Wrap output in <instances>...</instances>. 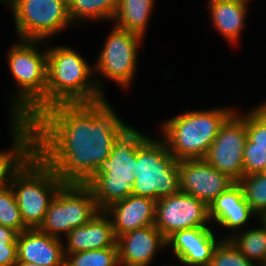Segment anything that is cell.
Returning <instances> with one entry per match:
<instances>
[{"label": "cell", "instance_id": "obj_21", "mask_svg": "<svg viewBox=\"0 0 266 266\" xmlns=\"http://www.w3.org/2000/svg\"><path fill=\"white\" fill-rule=\"evenodd\" d=\"M246 4L239 0H210L214 25L232 42L238 40L244 26Z\"/></svg>", "mask_w": 266, "mask_h": 266}, {"label": "cell", "instance_id": "obj_4", "mask_svg": "<svg viewBox=\"0 0 266 266\" xmlns=\"http://www.w3.org/2000/svg\"><path fill=\"white\" fill-rule=\"evenodd\" d=\"M133 174L132 195L157 201L180 190L178 160L166 142L153 141L139 131Z\"/></svg>", "mask_w": 266, "mask_h": 266}, {"label": "cell", "instance_id": "obj_15", "mask_svg": "<svg viewBox=\"0 0 266 266\" xmlns=\"http://www.w3.org/2000/svg\"><path fill=\"white\" fill-rule=\"evenodd\" d=\"M60 238L50 236L38 228L26 229L17 235V262L40 266H60L66 259Z\"/></svg>", "mask_w": 266, "mask_h": 266}, {"label": "cell", "instance_id": "obj_28", "mask_svg": "<svg viewBox=\"0 0 266 266\" xmlns=\"http://www.w3.org/2000/svg\"><path fill=\"white\" fill-rule=\"evenodd\" d=\"M208 266H254L227 238L216 245Z\"/></svg>", "mask_w": 266, "mask_h": 266}, {"label": "cell", "instance_id": "obj_31", "mask_svg": "<svg viewBox=\"0 0 266 266\" xmlns=\"http://www.w3.org/2000/svg\"><path fill=\"white\" fill-rule=\"evenodd\" d=\"M17 263V242L0 246V266H15Z\"/></svg>", "mask_w": 266, "mask_h": 266}, {"label": "cell", "instance_id": "obj_23", "mask_svg": "<svg viewBox=\"0 0 266 266\" xmlns=\"http://www.w3.org/2000/svg\"><path fill=\"white\" fill-rule=\"evenodd\" d=\"M119 0H69V15L73 21L77 17L88 19L113 18Z\"/></svg>", "mask_w": 266, "mask_h": 266}, {"label": "cell", "instance_id": "obj_35", "mask_svg": "<svg viewBox=\"0 0 266 266\" xmlns=\"http://www.w3.org/2000/svg\"><path fill=\"white\" fill-rule=\"evenodd\" d=\"M265 110H266V103H264L263 105H261Z\"/></svg>", "mask_w": 266, "mask_h": 266}, {"label": "cell", "instance_id": "obj_3", "mask_svg": "<svg viewBox=\"0 0 266 266\" xmlns=\"http://www.w3.org/2000/svg\"><path fill=\"white\" fill-rule=\"evenodd\" d=\"M136 151L137 131L130 127L114 144L109 157L84 183L91 189L101 212L132 194Z\"/></svg>", "mask_w": 266, "mask_h": 266}, {"label": "cell", "instance_id": "obj_25", "mask_svg": "<svg viewBox=\"0 0 266 266\" xmlns=\"http://www.w3.org/2000/svg\"><path fill=\"white\" fill-rule=\"evenodd\" d=\"M242 187L245 200L254 213L266 216V175L255 173L244 176L239 182Z\"/></svg>", "mask_w": 266, "mask_h": 266}, {"label": "cell", "instance_id": "obj_37", "mask_svg": "<svg viewBox=\"0 0 266 266\" xmlns=\"http://www.w3.org/2000/svg\"><path fill=\"white\" fill-rule=\"evenodd\" d=\"M262 220L266 222V216H264V217L262 218Z\"/></svg>", "mask_w": 266, "mask_h": 266}, {"label": "cell", "instance_id": "obj_11", "mask_svg": "<svg viewBox=\"0 0 266 266\" xmlns=\"http://www.w3.org/2000/svg\"><path fill=\"white\" fill-rule=\"evenodd\" d=\"M208 220V205L180 190L156 201L154 226L166 239L178 230L208 227Z\"/></svg>", "mask_w": 266, "mask_h": 266}, {"label": "cell", "instance_id": "obj_2", "mask_svg": "<svg viewBox=\"0 0 266 266\" xmlns=\"http://www.w3.org/2000/svg\"><path fill=\"white\" fill-rule=\"evenodd\" d=\"M90 68L70 48L48 50L45 110L59 103H93L105 99L99 85L87 81L92 74Z\"/></svg>", "mask_w": 266, "mask_h": 266}, {"label": "cell", "instance_id": "obj_1", "mask_svg": "<svg viewBox=\"0 0 266 266\" xmlns=\"http://www.w3.org/2000/svg\"><path fill=\"white\" fill-rule=\"evenodd\" d=\"M32 121L36 154L63 183L84 184L130 128L104 99L55 104Z\"/></svg>", "mask_w": 266, "mask_h": 266}, {"label": "cell", "instance_id": "obj_18", "mask_svg": "<svg viewBox=\"0 0 266 266\" xmlns=\"http://www.w3.org/2000/svg\"><path fill=\"white\" fill-rule=\"evenodd\" d=\"M114 216L112 221L115 237L131 230L143 228L155 223L156 201L142 196L130 195L111 204L103 211Z\"/></svg>", "mask_w": 266, "mask_h": 266}, {"label": "cell", "instance_id": "obj_27", "mask_svg": "<svg viewBox=\"0 0 266 266\" xmlns=\"http://www.w3.org/2000/svg\"><path fill=\"white\" fill-rule=\"evenodd\" d=\"M67 254H69V258L73 256V259H65L71 266H115L119 264L118 247H108L105 249H94Z\"/></svg>", "mask_w": 266, "mask_h": 266}, {"label": "cell", "instance_id": "obj_32", "mask_svg": "<svg viewBox=\"0 0 266 266\" xmlns=\"http://www.w3.org/2000/svg\"><path fill=\"white\" fill-rule=\"evenodd\" d=\"M18 233L3 225H0V246L8 245L11 242H17Z\"/></svg>", "mask_w": 266, "mask_h": 266}, {"label": "cell", "instance_id": "obj_7", "mask_svg": "<svg viewBox=\"0 0 266 266\" xmlns=\"http://www.w3.org/2000/svg\"><path fill=\"white\" fill-rule=\"evenodd\" d=\"M63 184L37 154L14 176L9 186L13 187L21 218L28 229L39 228L50 202Z\"/></svg>", "mask_w": 266, "mask_h": 266}, {"label": "cell", "instance_id": "obj_30", "mask_svg": "<svg viewBox=\"0 0 266 266\" xmlns=\"http://www.w3.org/2000/svg\"><path fill=\"white\" fill-rule=\"evenodd\" d=\"M266 166V148L252 147V141L247 137L243 153L244 176L262 173Z\"/></svg>", "mask_w": 266, "mask_h": 266}, {"label": "cell", "instance_id": "obj_24", "mask_svg": "<svg viewBox=\"0 0 266 266\" xmlns=\"http://www.w3.org/2000/svg\"><path fill=\"white\" fill-rule=\"evenodd\" d=\"M263 227L244 232L238 237L228 238L233 245L249 260L262 261L266 265V222L263 221Z\"/></svg>", "mask_w": 266, "mask_h": 266}, {"label": "cell", "instance_id": "obj_22", "mask_svg": "<svg viewBox=\"0 0 266 266\" xmlns=\"http://www.w3.org/2000/svg\"><path fill=\"white\" fill-rule=\"evenodd\" d=\"M154 0H119L114 19L115 26L143 37Z\"/></svg>", "mask_w": 266, "mask_h": 266}, {"label": "cell", "instance_id": "obj_6", "mask_svg": "<svg viewBox=\"0 0 266 266\" xmlns=\"http://www.w3.org/2000/svg\"><path fill=\"white\" fill-rule=\"evenodd\" d=\"M24 41L8 54L11 73L21 87L12 118L33 120L45 110L47 51L40 54L34 49L37 40Z\"/></svg>", "mask_w": 266, "mask_h": 266}, {"label": "cell", "instance_id": "obj_10", "mask_svg": "<svg viewBox=\"0 0 266 266\" xmlns=\"http://www.w3.org/2000/svg\"><path fill=\"white\" fill-rule=\"evenodd\" d=\"M247 139L246 117L232 113L220 127L205 160L234 182L244 177L243 153Z\"/></svg>", "mask_w": 266, "mask_h": 266}, {"label": "cell", "instance_id": "obj_9", "mask_svg": "<svg viewBox=\"0 0 266 266\" xmlns=\"http://www.w3.org/2000/svg\"><path fill=\"white\" fill-rule=\"evenodd\" d=\"M9 1L22 40L41 41L72 21L66 0H0Z\"/></svg>", "mask_w": 266, "mask_h": 266}, {"label": "cell", "instance_id": "obj_34", "mask_svg": "<svg viewBox=\"0 0 266 266\" xmlns=\"http://www.w3.org/2000/svg\"><path fill=\"white\" fill-rule=\"evenodd\" d=\"M60 266H71L66 260Z\"/></svg>", "mask_w": 266, "mask_h": 266}, {"label": "cell", "instance_id": "obj_14", "mask_svg": "<svg viewBox=\"0 0 266 266\" xmlns=\"http://www.w3.org/2000/svg\"><path fill=\"white\" fill-rule=\"evenodd\" d=\"M118 262L125 266H147L158 247L167 245L166 238L154 226L131 230L117 237Z\"/></svg>", "mask_w": 266, "mask_h": 266}, {"label": "cell", "instance_id": "obj_26", "mask_svg": "<svg viewBox=\"0 0 266 266\" xmlns=\"http://www.w3.org/2000/svg\"><path fill=\"white\" fill-rule=\"evenodd\" d=\"M0 225L9 227L18 234L28 229L21 218L20 209L11 186L0 188Z\"/></svg>", "mask_w": 266, "mask_h": 266}, {"label": "cell", "instance_id": "obj_5", "mask_svg": "<svg viewBox=\"0 0 266 266\" xmlns=\"http://www.w3.org/2000/svg\"><path fill=\"white\" fill-rule=\"evenodd\" d=\"M231 109L186 112L164 124L169 152L176 160L204 159Z\"/></svg>", "mask_w": 266, "mask_h": 266}, {"label": "cell", "instance_id": "obj_36", "mask_svg": "<svg viewBox=\"0 0 266 266\" xmlns=\"http://www.w3.org/2000/svg\"><path fill=\"white\" fill-rule=\"evenodd\" d=\"M262 173H264L266 175V166H265V168H264Z\"/></svg>", "mask_w": 266, "mask_h": 266}, {"label": "cell", "instance_id": "obj_29", "mask_svg": "<svg viewBox=\"0 0 266 266\" xmlns=\"http://www.w3.org/2000/svg\"><path fill=\"white\" fill-rule=\"evenodd\" d=\"M246 115L247 137L252 147L266 148V110L260 105Z\"/></svg>", "mask_w": 266, "mask_h": 266}, {"label": "cell", "instance_id": "obj_20", "mask_svg": "<svg viewBox=\"0 0 266 266\" xmlns=\"http://www.w3.org/2000/svg\"><path fill=\"white\" fill-rule=\"evenodd\" d=\"M208 207L210 219L213 218L222 226L231 229L240 228L239 226L245 224L250 215L254 214L238 182L222 192Z\"/></svg>", "mask_w": 266, "mask_h": 266}, {"label": "cell", "instance_id": "obj_8", "mask_svg": "<svg viewBox=\"0 0 266 266\" xmlns=\"http://www.w3.org/2000/svg\"><path fill=\"white\" fill-rule=\"evenodd\" d=\"M100 210L91 189L85 184L64 183L49 204L39 230L59 238L74 228L84 226Z\"/></svg>", "mask_w": 266, "mask_h": 266}, {"label": "cell", "instance_id": "obj_12", "mask_svg": "<svg viewBox=\"0 0 266 266\" xmlns=\"http://www.w3.org/2000/svg\"><path fill=\"white\" fill-rule=\"evenodd\" d=\"M141 39V35L115 26L95 67L120 86L127 87L135 72L137 47Z\"/></svg>", "mask_w": 266, "mask_h": 266}, {"label": "cell", "instance_id": "obj_13", "mask_svg": "<svg viewBox=\"0 0 266 266\" xmlns=\"http://www.w3.org/2000/svg\"><path fill=\"white\" fill-rule=\"evenodd\" d=\"M180 191L208 206L235 182L211 166L205 159L178 161Z\"/></svg>", "mask_w": 266, "mask_h": 266}, {"label": "cell", "instance_id": "obj_33", "mask_svg": "<svg viewBox=\"0 0 266 266\" xmlns=\"http://www.w3.org/2000/svg\"><path fill=\"white\" fill-rule=\"evenodd\" d=\"M15 266H40L38 264H34V263H26V262H17L15 264Z\"/></svg>", "mask_w": 266, "mask_h": 266}, {"label": "cell", "instance_id": "obj_16", "mask_svg": "<svg viewBox=\"0 0 266 266\" xmlns=\"http://www.w3.org/2000/svg\"><path fill=\"white\" fill-rule=\"evenodd\" d=\"M14 147L10 152H0V188L9 186L14 176L36 154V132L32 120L13 121Z\"/></svg>", "mask_w": 266, "mask_h": 266}, {"label": "cell", "instance_id": "obj_19", "mask_svg": "<svg viewBox=\"0 0 266 266\" xmlns=\"http://www.w3.org/2000/svg\"><path fill=\"white\" fill-rule=\"evenodd\" d=\"M100 212L84 226L76 227L66 235L67 253L117 247L112 220Z\"/></svg>", "mask_w": 266, "mask_h": 266}, {"label": "cell", "instance_id": "obj_17", "mask_svg": "<svg viewBox=\"0 0 266 266\" xmlns=\"http://www.w3.org/2000/svg\"><path fill=\"white\" fill-rule=\"evenodd\" d=\"M166 241L167 245L172 244L176 257L189 266H208L217 245L208 227L178 230Z\"/></svg>", "mask_w": 266, "mask_h": 266}]
</instances>
